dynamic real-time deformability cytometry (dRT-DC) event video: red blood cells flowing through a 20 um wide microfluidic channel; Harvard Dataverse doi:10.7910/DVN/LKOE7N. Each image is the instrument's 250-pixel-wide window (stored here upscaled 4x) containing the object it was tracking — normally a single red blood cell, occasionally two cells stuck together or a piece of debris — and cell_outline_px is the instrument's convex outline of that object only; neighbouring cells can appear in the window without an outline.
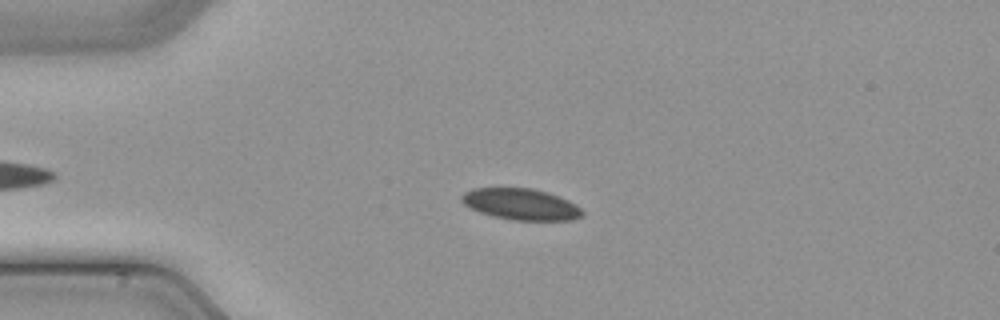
{"species": "common noctule bat (a hibernating species)", "species_latin": "Nyctalus noctula", "temperature_condition": "cold", "stored_images_in_passage": 40, "camera_frame_rate_fps": 3000, "um_per_image_px": 0.085, "animal": {"sex": "male", "body_mass_g": 21.5, "forearm_length_mm": 52.0}, "frame": {"image": 1, "passage_image": 7, "time_ms": 2.0, "image_size_px": [1000, 320], "cell_outline_px": [[584, 212], [580, 216], [572, 220], [512, 220], [492, 216], [480, 212], [464, 204], [460, 200], [460, 196], [464, 192], [472, 188], [532, 188], [548, 192], [568, 200], [576, 204]], "centroid_in_image_um": [44.26, 17.35], "position_along_channel_um": 40.7, "area_um2": 22.02}}
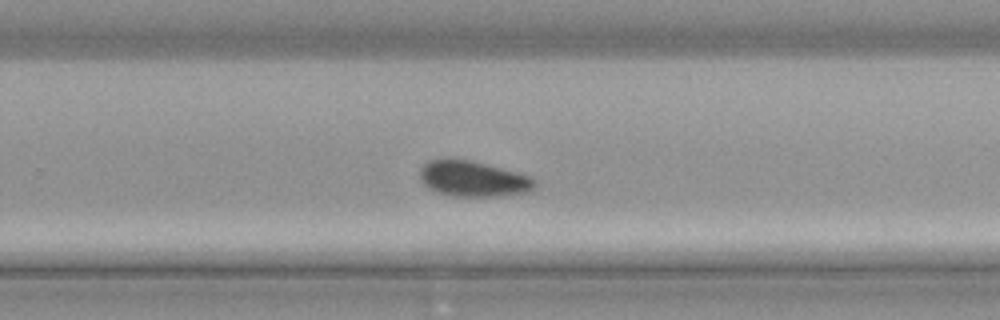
{"frame": {"image": 2, "passage_image": 27, "time_ms": 8.667, "image_size_px": [1000, 320], "cell_outline_px": [[536, 188], [532, 192], [504, 196], [448, 196], [436, 192], [428, 188], [420, 180], [420, 168], [428, 160], [448, 156], [472, 160], [516, 172], [528, 176], [536, 184]], "centroid_in_image_um": [40.17, 15.18], "position_along_channel_um": 289.6, "area_um2": 24.51}}
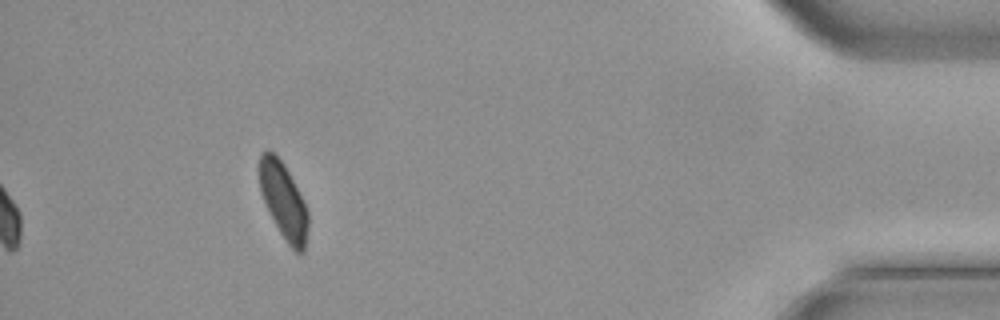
{"frame": {"image": 3, "passage_image": 40, "time_ms": 13.0, "image_size_px": [1000, 320], "cell_outline_px": [[308, 228], [304, 252], [296, 252], [288, 244], [280, 232], [260, 192], [260, 156], [268, 148], [276, 152], [284, 164], [304, 200], [308, 212]], "centroid_in_image_um": [24.12, 17.03], "position_along_channel_um": 411.1, "area_um2": 21.39}}